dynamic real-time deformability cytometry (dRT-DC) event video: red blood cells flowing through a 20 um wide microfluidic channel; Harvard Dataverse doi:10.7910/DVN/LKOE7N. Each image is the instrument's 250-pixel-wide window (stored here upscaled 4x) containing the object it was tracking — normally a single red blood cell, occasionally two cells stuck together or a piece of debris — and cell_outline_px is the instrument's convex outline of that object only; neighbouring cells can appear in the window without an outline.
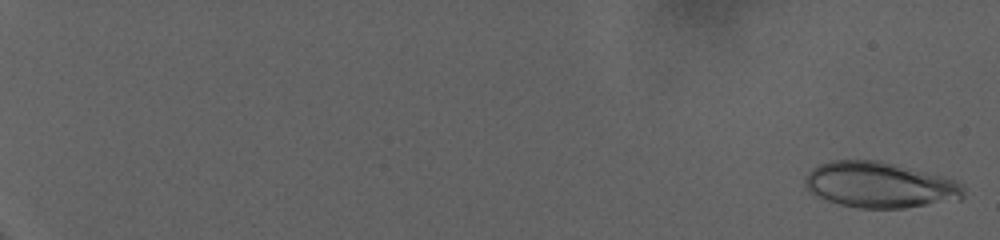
{"species": "human", "species_latin": "Homo sapiens", "temperature_condition": "warm", "stored_images_in_passage": 78, "camera_frame_rate_fps": 3000, "um_per_image_px": 0.085, "donor": {"sex": "female"}, "frame": {"image": 1, "passage_image": 2, "time_ms": 0.333, "image_size_px": [1000, 240], "cell_outline_px": [[964, 196], [960, 200], [904, 208], [856, 208], [840, 204], [828, 200], [812, 192], [804, 184], [804, 180], [808, 172], [812, 168], [820, 164], [832, 160], [880, 160], [944, 176], [956, 180], [964, 184]], "centroid_in_image_um": [74.83, 15.71], "position_along_channel_um": 10.2, "area_um2": 42.48}}
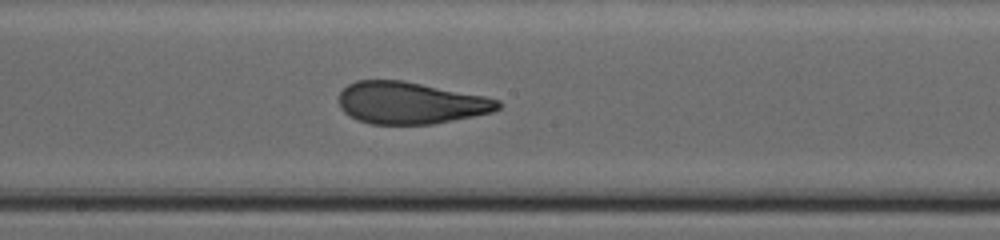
{"frame": {"image": 2, "passage_image": 49, "time_ms": 16.0, "image_size_px": [1000, 240], "cell_outline_px": [[504, 104], [500, 108], [492, 112], [432, 124], [372, 124], [356, 120], [348, 116], [340, 108], [340, 92], [348, 84], [356, 80], [400, 80], [484, 96], [500, 100]], "centroid_in_image_um": [34.87, 8.75], "position_along_channel_um": 213.3, "area_um2": 38.78}}
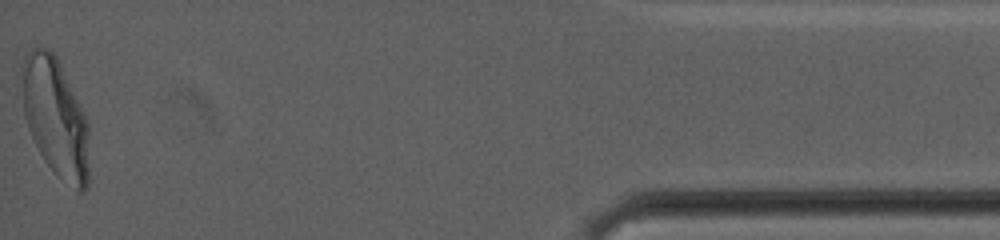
{"frame": {"image": 3, "passage_image": 78, "time_ms": 25.667, "image_size_px": [1000, 240], "cell_outline_px": [[88, 188], [84, 192], [76, 192], [60, 180], [52, 172], [44, 160], [28, 128], [24, 116], [20, 68], [24, 56], [32, 48], [44, 44], [56, 56], [88, 120]], "centroid_in_image_um": [4.7, 10.0], "position_along_channel_um": 430.5, "area_um2": 47.22}, "authors_computed_cell_mechanics": {"area_um2": 40.1999, "velocity_mm_per_s": 2.9099, "shape_relaxation_time_tau1_ms": 9.188, "shape_relaxation_time_tau2_ms": 1.0749, "deformation_change_tau1": 0.2556, "deformation_change_tau2": 0.0841}}